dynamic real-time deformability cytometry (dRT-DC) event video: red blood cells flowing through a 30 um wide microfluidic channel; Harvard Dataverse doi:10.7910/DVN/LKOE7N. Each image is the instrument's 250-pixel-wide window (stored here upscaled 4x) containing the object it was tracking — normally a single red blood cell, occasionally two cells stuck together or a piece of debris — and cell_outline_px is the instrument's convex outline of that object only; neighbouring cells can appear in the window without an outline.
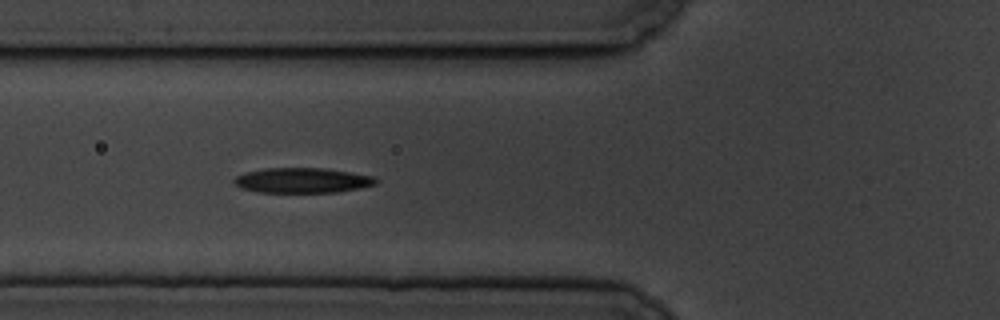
{"species": "common noctule bat (a hibernating species)", "species_latin": "Nyctalus noctula", "temperature_condition": "cold", "stored_images_in_passage": 6, "camera_frame_rate_fps": 3000, "um_per_image_px": 0.085, "animal": {"sex": "male", "body_mass_g": 19.5, "forearm_length_mm": 54.6}, "frame": {"image": 1, "passage_image": 6, "time_ms": 6.667, "image_size_px": [1000, 320], "cell_outline_px": [[380, 180], [376, 184], [360, 188], [336, 192], [256, 192], [240, 188], [232, 180], [236, 176], [244, 172], [264, 168], [324, 168], [376, 176]], "centroid_in_image_um": [25.71, 15.33], "position_along_channel_um": 100.1, "area_um2": 20.92}}